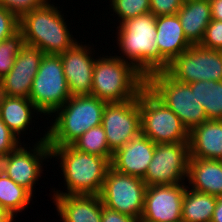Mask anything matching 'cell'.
<instances>
[{
	"mask_svg": "<svg viewBox=\"0 0 222 222\" xmlns=\"http://www.w3.org/2000/svg\"><path fill=\"white\" fill-rule=\"evenodd\" d=\"M33 196L27 189L16 184L6 175L0 176V206L14 218L30 205Z\"/></svg>",
	"mask_w": 222,
	"mask_h": 222,
	"instance_id": "obj_26",
	"label": "cell"
},
{
	"mask_svg": "<svg viewBox=\"0 0 222 222\" xmlns=\"http://www.w3.org/2000/svg\"><path fill=\"white\" fill-rule=\"evenodd\" d=\"M39 114L40 112L29 99L1 95L0 119L19 139L25 138L21 134H28L27 130L31 132L32 126L36 123L33 118L37 116V119H40Z\"/></svg>",
	"mask_w": 222,
	"mask_h": 222,
	"instance_id": "obj_20",
	"label": "cell"
},
{
	"mask_svg": "<svg viewBox=\"0 0 222 222\" xmlns=\"http://www.w3.org/2000/svg\"><path fill=\"white\" fill-rule=\"evenodd\" d=\"M112 153L141 133L139 95L124 102L107 103L102 124Z\"/></svg>",
	"mask_w": 222,
	"mask_h": 222,
	"instance_id": "obj_13",
	"label": "cell"
},
{
	"mask_svg": "<svg viewBox=\"0 0 222 222\" xmlns=\"http://www.w3.org/2000/svg\"><path fill=\"white\" fill-rule=\"evenodd\" d=\"M211 5V17L213 20L222 21V0H209Z\"/></svg>",
	"mask_w": 222,
	"mask_h": 222,
	"instance_id": "obj_36",
	"label": "cell"
},
{
	"mask_svg": "<svg viewBox=\"0 0 222 222\" xmlns=\"http://www.w3.org/2000/svg\"><path fill=\"white\" fill-rule=\"evenodd\" d=\"M156 31L158 50L169 64L191 46L177 14L156 17Z\"/></svg>",
	"mask_w": 222,
	"mask_h": 222,
	"instance_id": "obj_22",
	"label": "cell"
},
{
	"mask_svg": "<svg viewBox=\"0 0 222 222\" xmlns=\"http://www.w3.org/2000/svg\"><path fill=\"white\" fill-rule=\"evenodd\" d=\"M106 104L107 102L92 95L71 96L50 117V125L47 124L46 127L48 145H71L90 128L100 126Z\"/></svg>",
	"mask_w": 222,
	"mask_h": 222,
	"instance_id": "obj_4",
	"label": "cell"
},
{
	"mask_svg": "<svg viewBox=\"0 0 222 222\" xmlns=\"http://www.w3.org/2000/svg\"><path fill=\"white\" fill-rule=\"evenodd\" d=\"M109 2V10L113 13L110 15L118 17L116 26L127 19L150 12V0H110Z\"/></svg>",
	"mask_w": 222,
	"mask_h": 222,
	"instance_id": "obj_28",
	"label": "cell"
},
{
	"mask_svg": "<svg viewBox=\"0 0 222 222\" xmlns=\"http://www.w3.org/2000/svg\"><path fill=\"white\" fill-rule=\"evenodd\" d=\"M70 97L60 55L44 54L32 83L29 100L40 112L39 116L49 120Z\"/></svg>",
	"mask_w": 222,
	"mask_h": 222,
	"instance_id": "obj_7",
	"label": "cell"
},
{
	"mask_svg": "<svg viewBox=\"0 0 222 222\" xmlns=\"http://www.w3.org/2000/svg\"><path fill=\"white\" fill-rule=\"evenodd\" d=\"M217 197L186 187L182 201V222H211Z\"/></svg>",
	"mask_w": 222,
	"mask_h": 222,
	"instance_id": "obj_24",
	"label": "cell"
},
{
	"mask_svg": "<svg viewBox=\"0 0 222 222\" xmlns=\"http://www.w3.org/2000/svg\"><path fill=\"white\" fill-rule=\"evenodd\" d=\"M43 55L40 49L25 44L15 57L11 70L0 79L1 95L29 99L32 83Z\"/></svg>",
	"mask_w": 222,
	"mask_h": 222,
	"instance_id": "obj_16",
	"label": "cell"
},
{
	"mask_svg": "<svg viewBox=\"0 0 222 222\" xmlns=\"http://www.w3.org/2000/svg\"><path fill=\"white\" fill-rule=\"evenodd\" d=\"M51 200L62 222H101L99 195H52Z\"/></svg>",
	"mask_w": 222,
	"mask_h": 222,
	"instance_id": "obj_18",
	"label": "cell"
},
{
	"mask_svg": "<svg viewBox=\"0 0 222 222\" xmlns=\"http://www.w3.org/2000/svg\"><path fill=\"white\" fill-rule=\"evenodd\" d=\"M200 46L206 49L222 51V21L211 20Z\"/></svg>",
	"mask_w": 222,
	"mask_h": 222,
	"instance_id": "obj_31",
	"label": "cell"
},
{
	"mask_svg": "<svg viewBox=\"0 0 222 222\" xmlns=\"http://www.w3.org/2000/svg\"><path fill=\"white\" fill-rule=\"evenodd\" d=\"M115 28V47L120 52L115 55L120 59L132 64L145 77L169 67L158 50L156 17L151 12L127 19Z\"/></svg>",
	"mask_w": 222,
	"mask_h": 222,
	"instance_id": "obj_1",
	"label": "cell"
},
{
	"mask_svg": "<svg viewBox=\"0 0 222 222\" xmlns=\"http://www.w3.org/2000/svg\"><path fill=\"white\" fill-rule=\"evenodd\" d=\"M189 161V142L156 144L143 180L147 187L187 183Z\"/></svg>",
	"mask_w": 222,
	"mask_h": 222,
	"instance_id": "obj_10",
	"label": "cell"
},
{
	"mask_svg": "<svg viewBox=\"0 0 222 222\" xmlns=\"http://www.w3.org/2000/svg\"><path fill=\"white\" fill-rule=\"evenodd\" d=\"M101 222H140V219L111 210L102 205Z\"/></svg>",
	"mask_w": 222,
	"mask_h": 222,
	"instance_id": "obj_35",
	"label": "cell"
},
{
	"mask_svg": "<svg viewBox=\"0 0 222 222\" xmlns=\"http://www.w3.org/2000/svg\"><path fill=\"white\" fill-rule=\"evenodd\" d=\"M21 141L0 119V153L13 151Z\"/></svg>",
	"mask_w": 222,
	"mask_h": 222,
	"instance_id": "obj_34",
	"label": "cell"
},
{
	"mask_svg": "<svg viewBox=\"0 0 222 222\" xmlns=\"http://www.w3.org/2000/svg\"><path fill=\"white\" fill-rule=\"evenodd\" d=\"M188 42L200 45L207 26L212 20L209 0H184L176 13Z\"/></svg>",
	"mask_w": 222,
	"mask_h": 222,
	"instance_id": "obj_23",
	"label": "cell"
},
{
	"mask_svg": "<svg viewBox=\"0 0 222 222\" xmlns=\"http://www.w3.org/2000/svg\"><path fill=\"white\" fill-rule=\"evenodd\" d=\"M50 149L51 159L59 162L58 171H61L66 189L64 192L54 187L50 195H99L111 167L108 159L81 152L72 145Z\"/></svg>",
	"mask_w": 222,
	"mask_h": 222,
	"instance_id": "obj_2",
	"label": "cell"
},
{
	"mask_svg": "<svg viewBox=\"0 0 222 222\" xmlns=\"http://www.w3.org/2000/svg\"><path fill=\"white\" fill-rule=\"evenodd\" d=\"M141 134L155 144L189 142V131L178 116L146 86L139 93Z\"/></svg>",
	"mask_w": 222,
	"mask_h": 222,
	"instance_id": "obj_8",
	"label": "cell"
},
{
	"mask_svg": "<svg viewBox=\"0 0 222 222\" xmlns=\"http://www.w3.org/2000/svg\"><path fill=\"white\" fill-rule=\"evenodd\" d=\"M211 222H222V196L217 197V203L212 215Z\"/></svg>",
	"mask_w": 222,
	"mask_h": 222,
	"instance_id": "obj_38",
	"label": "cell"
},
{
	"mask_svg": "<svg viewBox=\"0 0 222 222\" xmlns=\"http://www.w3.org/2000/svg\"><path fill=\"white\" fill-rule=\"evenodd\" d=\"M71 145L81 152L104 157L111 162L113 153L108 146L106 134L102 125L90 128Z\"/></svg>",
	"mask_w": 222,
	"mask_h": 222,
	"instance_id": "obj_27",
	"label": "cell"
},
{
	"mask_svg": "<svg viewBox=\"0 0 222 222\" xmlns=\"http://www.w3.org/2000/svg\"><path fill=\"white\" fill-rule=\"evenodd\" d=\"M147 185L139 177L109 168L99 197L103 206L141 219Z\"/></svg>",
	"mask_w": 222,
	"mask_h": 222,
	"instance_id": "obj_9",
	"label": "cell"
},
{
	"mask_svg": "<svg viewBox=\"0 0 222 222\" xmlns=\"http://www.w3.org/2000/svg\"><path fill=\"white\" fill-rule=\"evenodd\" d=\"M146 87L178 116L189 132L207 121L195 91H192L189 84L173 79L166 71L147 76Z\"/></svg>",
	"mask_w": 222,
	"mask_h": 222,
	"instance_id": "obj_6",
	"label": "cell"
},
{
	"mask_svg": "<svg viewBox=\"0 0 222 222\" xmlns=\"http://www.w3.org/2000/svg\"><path fill=\"white\" fill-rule=\"evenodd\" d=\"M19 30V19L0 5V41L11 37Z\"/></svg>",
	"mask_w": 222,
	"mask_h": 222,
	"instance_id": "obj_32",
	"label": "cell"
},
{
	"mask_svg": "<svg viewBox=\"0 0 222 222\" xmlns=\"http://www.w3.org/2000/svg\"><path fill=\"white\" fill-rule=\"evenodd\" d=\"M15 218L0 206V222H14Z\"/></svg>",
	"mask_w": 222,
	"mask_h": 222,
	"instance_id": "obj_39",
	"label": "cell"
},
{
	"mask_svg": "<svg viewBox=\"0 0 222 222\" xmlns=\"http://www.w3.org/2000/svg\"><path fill=\"white\" fill-rule=\"evenodd\" d=\"M182 83L222 81V51L191 45L178 55L165 70Z\"/></svg>",
	"mask_w": 222,
	"mask_h": 222,
	"instance_id": "obj_11",
	"label": "cell"
},
{
	"mask_svg": "<svg viewBox=\"0 0 222 222\" xmlns=\"http://www.w3.org/2000/svg\"><path fill=\"white\" fill-rule=\"evenodd\" d=\"M49 2L51 0H0V5L20 19L25 13Z\"/></svg>",
	"mask_w": 222,
	"mask_h": 222,
	"instance_id": "obj_30",
	"label": "cell"
},
{
	"mask_svg": "<svg viewBox=\"0 0 222 222\" xmlns=\"http://www.w3.org/2000/svg\"><path fill=\"white\" fill-rule=\"evenodd\" d=\"M155 147L156 144L152 140L140 133L113 153L111 168L143 179L152 161Z\"/></svg>",
	"mask_w": 222,
	"mask_h": 222,
	"instance_id": "obj_17",
	"label": "cell"
},
{
	"mask_svg": "<svg viewBox=\"0 0 222 222\" xmlns=\"http://www.w3.org/2000/svg\"><path fill=\"white\" fill-rule=\"evenodd\" d=\"M10 165V152L0 153V176L6 174Z\"/></svg>",
	"mask_w": 222,
	"mask_h": 222,
	"instance_id": "obj_37",
	"label": "cell"
},
{
	"mask_svg": "<svg viewBox=\"0 0 222 222\" xmlns=\"http://www.w3.org/2000/svg\"><path fill=\"white\" fill-rule=\"evenodd\" d=\"M24 143L25 141H22L16 149L10 152V165L5 175L34 195L36 183L44 174L42 172L44 170L42 167L46 164L44 162L48 163L51 160L47 129L44 130L43 137L40 139L38 137L35 143L31 142L29 147L28 142Z\"/></svg>",
	"mask_w": 222,
	"mask_h": 222,
	"instance_id": "obj_12",
	"label": "cell"
},
{
	"mask_svg": "<svg viewBox=\"0 0 222 222\" xmlns=\"http://www.w3.org/2000/svg\"><path fill=\"white\" fill-rule=\"evenodd\" d=\"M190 157L222 160V120H207L189 132Z\"/></svg>",
	"mask_w": 222,
	"mask_h": 222,
	"instance_id": "obj_21",
	"label": "cell"
},
{
	"mask_svg": "<svg viewBox=\"0 0 222 222\" xmlns=\"http://www.w3.org/2000/svg\"><path fill=\"white\" fill-rule=\"evenodd\" d=\"M25 46L23 33L18 30L11 37L0 41V79L13 67L15 57Z\"/></svg>",
	"mask_w": 222,
	"mask_h": 222,
	"instance_id": "obj_29",
	"label": "cell"
},
{
	"mask_svg": "<svg viewBox=\"0 0 222 222\" xmlns=\"http://www.w3.org/2000/svg\"><path fill=\"white\" fill-rule=\"evenodd\" d=\"M51 1L25 13L19 19V30L25 44L40 49L44 54H60L71 49L78 40L70 32L66 13ZM65 18V19H64Z\"/></svg>",
	"mask_w": 222,
	"mask_h": 222,
	"instance_id": "obj_3",
	"label": "cell"
},
{
	"mask_svg": "<svg viewBox=\"0 0 222 222\" xmlns=\"http://www.w3.org/2000/svg\"><path fill=\"white\" fill-rule=\"evenodd\" d=\"M103 54L94 64L91 95L107 103L137 98L146 86V77L117 55Z\"/></svg>",
	"mask_w": 222,
	"mask_h": 222,
	"instance_id": "obj_5",
	"label": "cell"
},
{
	"mask_svg": "<svg viewBox=\"0 0 222 222\" xmlns=\"http://www.w3.org/2000/svg\"><path fill=\"white\" fill-rule=\"evenodd\" d=\"M186 182L194 191L222 196V160L190 157Z\"/></svg>",
	"mask_w": 222,
	"mask_h": 222,
	"instance_id": "obj_19",
	"label": "cell"
},
{
	"mask_svg": "<svg viewBox=\"0 0 222 222\" xmlns=\"http://www.w3.org/2000/svg\"><path fill=\"white\" fill-rule=\"evenodd\" d=\"M82 43L78 41L71 49L59 54L71 96L91 95L97 56L94 55V45Z\"/></svg>",
	"mask_w": 222,
	"mask_h": 222,
	"instance_id": "obj_15",
	"label": "cell"
},
{
	"mask_svg": "<svg viewBox=\"0 0 222 222\" xmlns=\"http://www.w3.org/2000/svg\"><path fill=\"white\" fill-rule=\"evenodd\" d=\"M189 85L201 102L207 120H222V81H197Z\"/></svg>",
	"mask_w": 222,
	"mask_h": 222,
	"instance_id": "obj_25",
	"label": "cell"
},
{
	"mask_svg": "<svg viewBox=\"0 0 222 222\" xmlns=\"http://www.w3.org/2000/svg\"><path fill=\"white\" fill-rule=\"evenodd\" d=\"M184 0H150V12L155 16L175 15Z\"/></svg>",
	"mask_w": 222,
	"mask_h": 222,
	"instance_id": "obj_33",
	"label": "cell"
},
{
	"mask_svg": "<svg viewBox=\"0 0 222 222\" xmlns=\"http://www.w3.org/2000/svg\"><path fill=\"white\" fill-rule=\"evenodd\" d=\"M186 187L187 183L148 186L140 221L182 222V201Z\"/></svg>",
	"mask_w": 222,
	"mask_h": 222,
	"instance_id": "obj_14",
	"label": "cell"
}]
</instances>
